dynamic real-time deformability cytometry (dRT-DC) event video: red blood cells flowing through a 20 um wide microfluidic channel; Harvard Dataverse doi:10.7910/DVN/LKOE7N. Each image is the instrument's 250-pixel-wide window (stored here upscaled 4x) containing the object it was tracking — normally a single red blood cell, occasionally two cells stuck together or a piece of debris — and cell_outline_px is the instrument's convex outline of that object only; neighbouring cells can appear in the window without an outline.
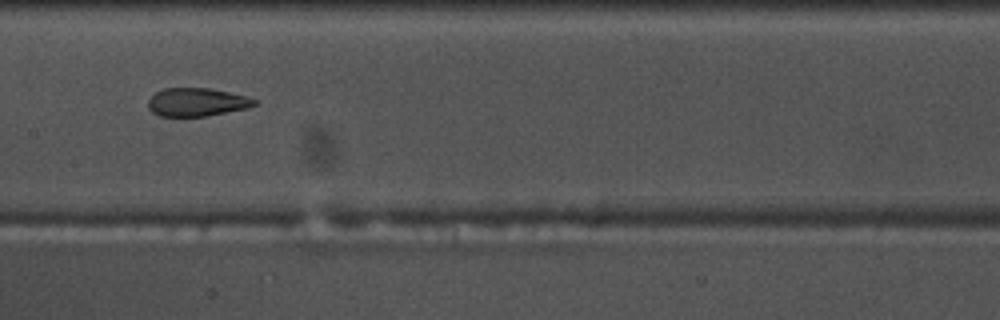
{"species": "common noctule bat (a hibernating species)", "species_latin": "Nyctalus noctula", "temperature_condition": "warm", "stored_images_in_passage": 35, "camera_frame_rate_fps": 3000, "um_per_image_px": 0.085, "animal": {"sex": "male", "body_mass_g": 17.5, "forearm_length_mm": 52.3}, "frame": {"image": 1, "passage_image": 11, "time_ms": 3.333, "image_size_px": [1000, 320], "cell_outline_px": [[256, 104], [248, 108], [204, 116], [160, 116], [152, 112], [148, 108], [148, 100], [156, 92], [164, 88], [208, 88], [228, 92], [244, 96], [256, 100]], "centroid_in_image_um": [16.69, 8.68], "position_along_channel_um": 190.7, "area_um2": 17.28}}
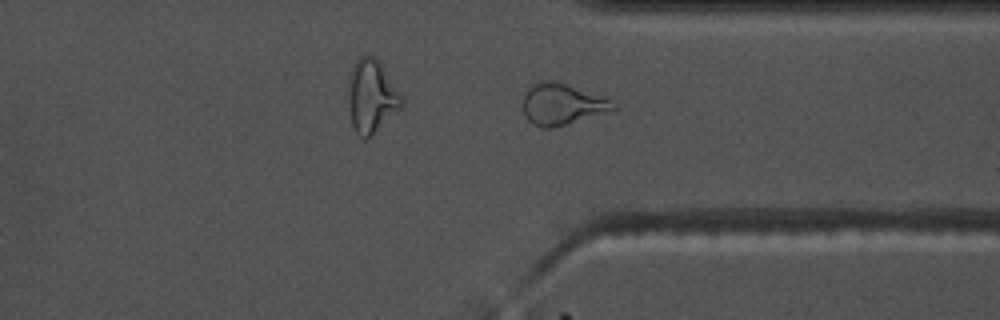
{"frame": {"image": 2, "passage_image": 25, "time_ms": 8.0, "image_size_px": [1000, 320], "cell_outline_px": [[616, 108], [612, 112], [552, 128], [544, 128], [532, 124], [528, 120], [524, 112], [524, 96], [528, 88], [532, 84], [544, 80], [560, 80], [604, 96], [612, 100], [616, 104]], "centroid_in_image_um": [47.84, 8.84], "position_along_channel_um": 363.6, "area_um2": 22.31}}